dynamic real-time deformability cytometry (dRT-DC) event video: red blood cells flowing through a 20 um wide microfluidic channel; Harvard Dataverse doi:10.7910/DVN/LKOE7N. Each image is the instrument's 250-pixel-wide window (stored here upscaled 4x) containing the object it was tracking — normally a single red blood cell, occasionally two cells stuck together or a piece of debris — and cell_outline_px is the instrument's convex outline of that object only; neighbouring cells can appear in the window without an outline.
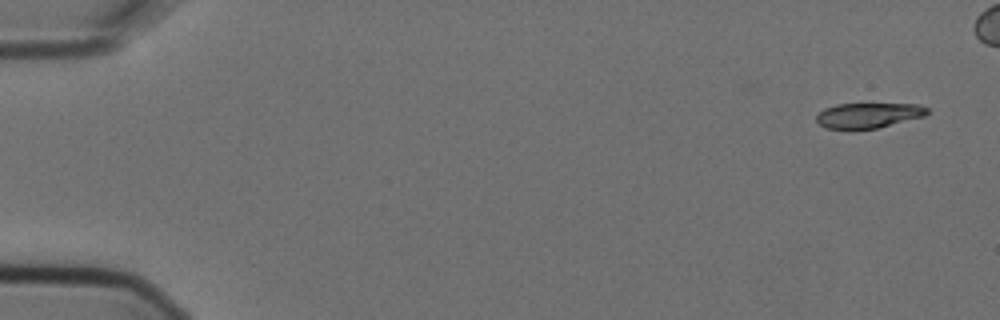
{"species": "Egyptian fruit bat (a non-hibernating species)", "species_latin": "Rousettus aegyptiacus", "temperature_condition": "cold", "stored_images_in_passage": 6, "camera_frame_rate_fps": 3000, "um_per_image_px": 0.085, "animal": {"sex": "female"}, "frame": {"image": 1, "passage_image": 1, "time_ms": 0.0, "image_size_px": [1000, 320], "cell_outline_px": [[928, 112], [924, 116], [876, 128], [848, 132], [824, 128], [816, 120], [816, 116], [824, 108], [836, 104], [920, 104], [928, 108]], "centroid_in_image_um": [73.73, 9.84], "position_along_channel_um": 11.3, "area_um2": 16.7}}